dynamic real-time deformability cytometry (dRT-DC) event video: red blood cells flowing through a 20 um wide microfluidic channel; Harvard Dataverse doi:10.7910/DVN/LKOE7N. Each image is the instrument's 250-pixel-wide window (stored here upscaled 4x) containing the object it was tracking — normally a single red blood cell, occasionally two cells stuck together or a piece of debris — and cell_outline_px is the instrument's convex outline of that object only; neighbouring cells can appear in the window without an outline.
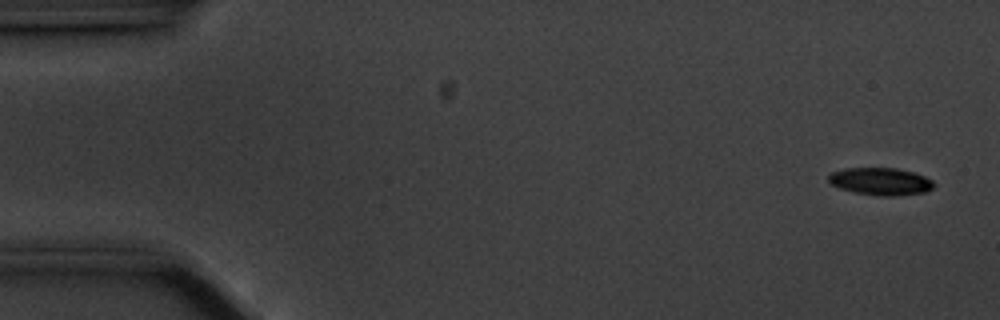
{"species": "common noctule bat (a hibernating species)", "species_latin": "Nyctalus noctula", "temperature_condition": "cold", "stored_images_in_passage": 56, "segment_of_instrument_passage": [1, 2], "camera_frame_rate_fps": 3000, "um_per_image_px": 0.085, "animal": {"sex": "male", "body_mass_g": 20.1, "forearm_length_mm": 53.5}, "frame": {"image": 1, "passage_image": 1, "time_ms": 0.0, "image_size_px": [1000, 320], "cell_outline_px": [[936, 184], [932, 188], [924, 192], [896, 196], [880, 196], [852, 192], [840, 188], [832, 184], [828, 180], [828, 176], [832, 172], [844, 168], [896, 168], [912, 172], [924, 176], [932, 180]], "centroid_in_image_um": [74.85, 15.42], "position_along_channel_um": 10.2, "area_um2": 16.82}}
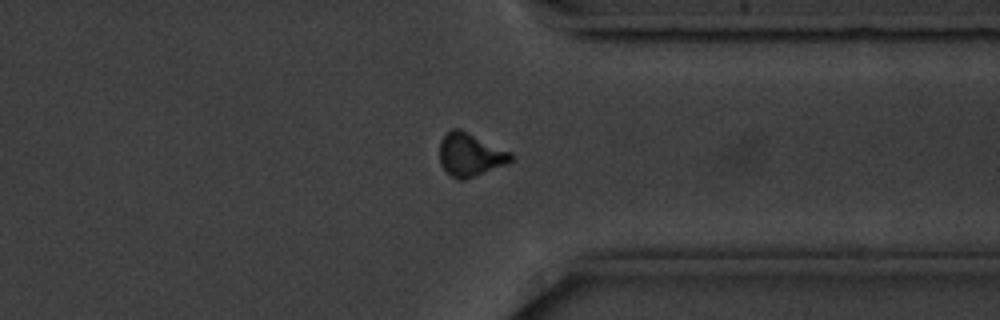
{"frame": {"image": 2, "passage_image": 42, "time_ms": 13.667, "image_size_px": [1000, 320], "cell_outline_px": [[512, 160], [508, 164], [464, 180], [456, 180], [440, 164], [440, 140], [452, 128], [460, 128], [512, 152]], "centroid_in_image_um": [39.98, 13.15], "position_along_channel_um": 371.4, "area_um2": 18.03}}
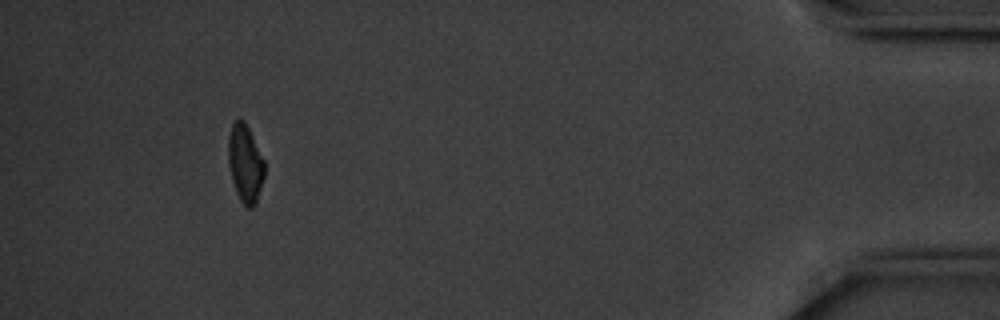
{"frame": {"image": 3, "passage_image": 51, "time_ms": 16.667, "image_size_px": [1000, 320], "cell_outline_px": [[264, 176], [256, 200], [252, 208], [248, 208], [240, 200], [236, 192], [232, 180], [228, 164], [228, 140], [232, 124], [236, 120], [244, 120], [264, 160]], "centroid_in_image_um": [20.82, 13.89], "position_along_channel_um": 414.4, "area_um2": 16.07}}